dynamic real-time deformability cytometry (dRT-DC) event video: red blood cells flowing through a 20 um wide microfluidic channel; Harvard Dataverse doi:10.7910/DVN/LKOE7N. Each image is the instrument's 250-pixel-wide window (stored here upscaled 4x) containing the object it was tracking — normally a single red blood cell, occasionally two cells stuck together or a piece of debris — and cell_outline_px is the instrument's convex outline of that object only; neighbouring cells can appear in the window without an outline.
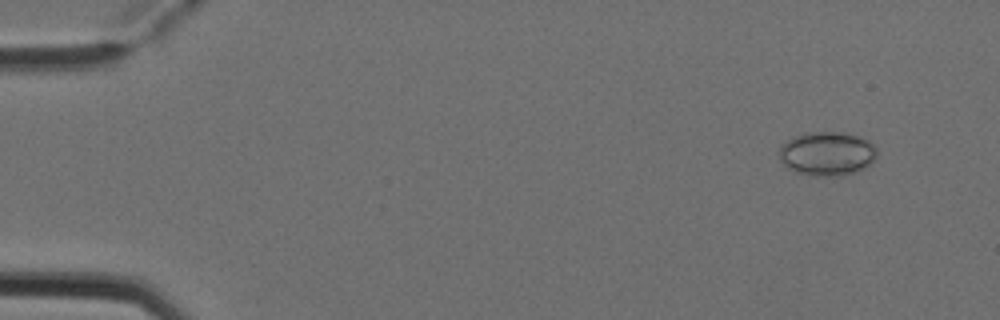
{"species": "Egyptian fruit bat (a non-hibernating species)", "species_latin": "Rousettus aegyptiacus", "temperature_condition": "cold", "stored_images_in_passage": 4, "camera_frame_rate_fps": 3000, "um_per_image_px": 0.085, "animal": {"sex": "female"}, "frame": {"image": 1, "passage_image": 2, "time_ms": 0.333, "image_size_px": [1000, 320], "cell_outline_px": [[876, 156], [864, 168], [856, 172], [840, 176], [816, 176], [796, 172], [788, 168], [780, 160], [780, 144], [796, 136], [808, 132], [844, 132], [868, 140], [876, 148]], "centroid_in_image_um": [70.29, 13.06], "position_along_channel_um": 14.7, "area_um2": 24.91}}